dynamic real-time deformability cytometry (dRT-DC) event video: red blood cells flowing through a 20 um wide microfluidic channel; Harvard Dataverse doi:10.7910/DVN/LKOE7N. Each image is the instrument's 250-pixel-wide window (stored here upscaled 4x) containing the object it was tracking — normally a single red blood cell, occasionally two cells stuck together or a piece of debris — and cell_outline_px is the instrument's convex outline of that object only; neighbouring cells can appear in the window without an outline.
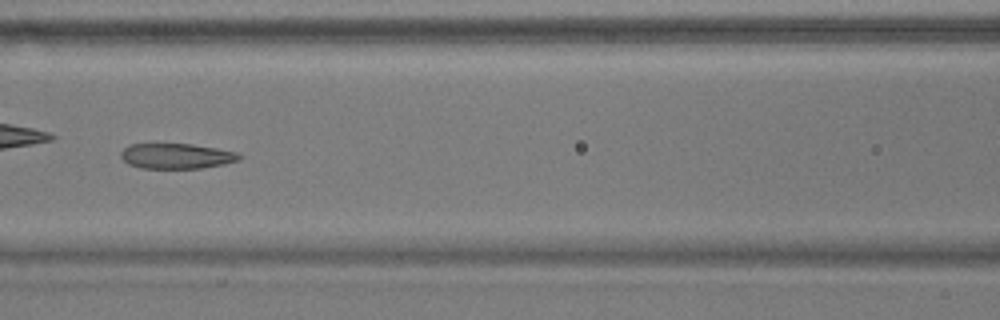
{"species": "common noctule bat (a hibernating species)", "species_latin": "Nyctalus noctula", "temperature_condition": "warm", "stored_images_in_passage": 53, "camera_frame_rate_fps": 3000, "um_per_image_px": 0.085, "animal": {"sex": "male", "body_mass_g": 17.9}, "frame": {"image": 1, "passage_image": 23, "time_ms": 7.333, "image_size_px": [1000, 320], "cell_outline_px": [[244, 156], [240, 160], [224, 164], [200, 168], [140, 168], [128, 164], [120, 156], [120, 152], [128, 144], [192, 144], [216, 148], [236, 152]], "centroid_in_image_um": [15.0, 13.26], "position_along_channel_um": 151.6, "area_um2": 17.51}, "authors_computed_cell_mechanics": {"area_um2": 20.4612, "velocity_mm_per_s": 3.6297, "shape_relaxation_time_tau1_ms": null, "shape_relaxation_time_tau2_ms": 3.1111, "deformation_change_tau1": null, "deformation_change_tau2": 0.1113}}